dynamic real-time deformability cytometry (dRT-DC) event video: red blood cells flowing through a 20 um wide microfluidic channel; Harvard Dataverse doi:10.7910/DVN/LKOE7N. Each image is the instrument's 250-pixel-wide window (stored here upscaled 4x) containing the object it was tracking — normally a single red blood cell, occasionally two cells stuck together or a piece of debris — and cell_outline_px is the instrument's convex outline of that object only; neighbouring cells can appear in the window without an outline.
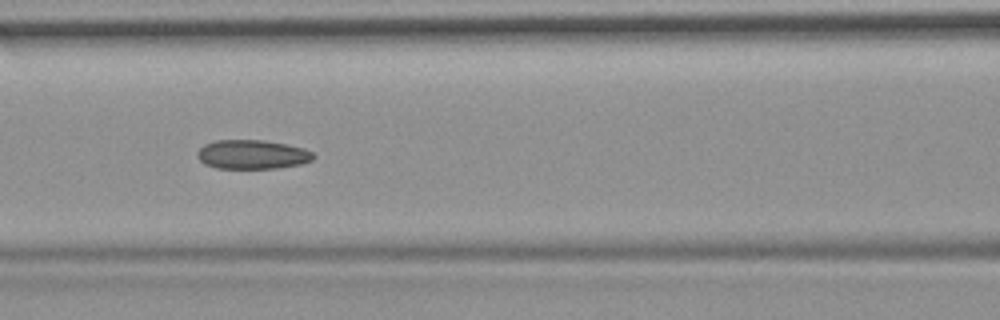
{"species": "common noctule bat (a hibernating species)", "species_latin": "Nyctalus noctula", "temperature_condition": "room temperature", "stored_images_in_passage": 15, "camera_frame_rate_fps": 3000, "um_per_image_px": 0.085, "animal": {"sex": "female", "body_mass_g": 19.9}, "frame": {"image": 1, "passage_image": 7, "time_ms": 7.667, "image_size_px": [1000, 320], "cell_outline_px": [[316, 156], [312, 160], [300, 164], [276, 168], [216, 168], [204, 164], [196, 156], [196, 152], [204, 144], [216, 140], [264, 140], [288, 144], [304, 148], [312, 152]], "centroid_in_image_um": [21.43, 13.12], "position_along_channel_um": 145.2, "area_um2": 19.83}}
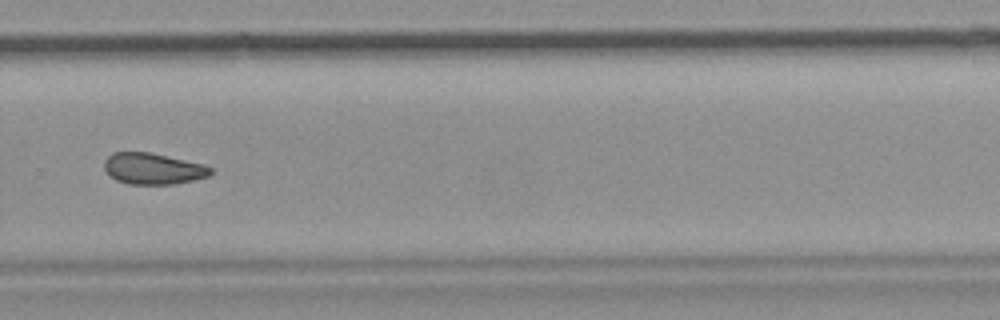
{"frame": {"image": 2, "passage_image": 11, "time_ms": 12.333, "image_size_px": [1000, 320], "cell_outline_px": [[212, 172], [208, 176], [192, 180], [172, 184], [128, 184], [116, 180], [104, 168], [104, 160], [112, 152], [148, 152], [204, 164], [212, 168]], "centroid_in_image_um": [12.99, 14.33], "position_along_channel_um": 316.8, "area_um2": 19.19}}
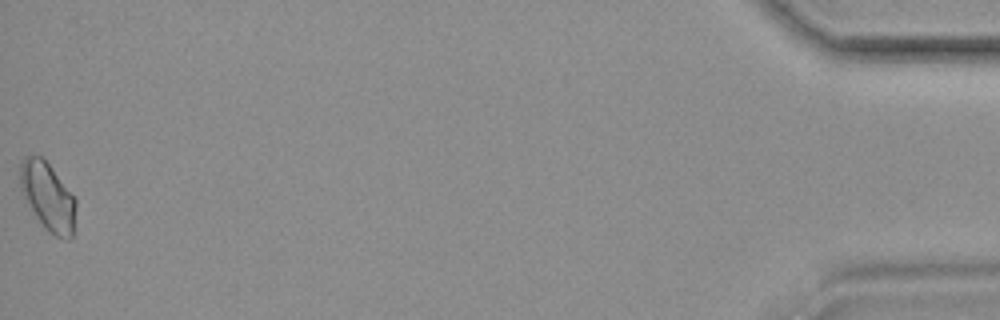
{"frame": {"image": 3, "passage_image": 15, "time_ms": 18.0, "image_size_px": [1000, 320], "cell_outline_px": [[76, 208], [72, 236], [68, 240], [56, 236], [48, 232], [44, 228], [36, 216], [20, 188], [20, 160], [24, 156], [40, 156], [48, 164], [76, 196]], "centroid_in_image_um": [4.09, 16.7], "position_along_channel_um": 431.1, "area_um2": 22.02}, "authors_computed_cell_mechanics": {"area_um2": 20.1144, "velocity_mm_per_s": 3.6855, "shape_relaxation_time_tau1_ms": null, "shape_relaxation_time_tau2_ms": 6.4298, "deformation_change_tau1": null, "deformation_change_tau2": 0.1049}}